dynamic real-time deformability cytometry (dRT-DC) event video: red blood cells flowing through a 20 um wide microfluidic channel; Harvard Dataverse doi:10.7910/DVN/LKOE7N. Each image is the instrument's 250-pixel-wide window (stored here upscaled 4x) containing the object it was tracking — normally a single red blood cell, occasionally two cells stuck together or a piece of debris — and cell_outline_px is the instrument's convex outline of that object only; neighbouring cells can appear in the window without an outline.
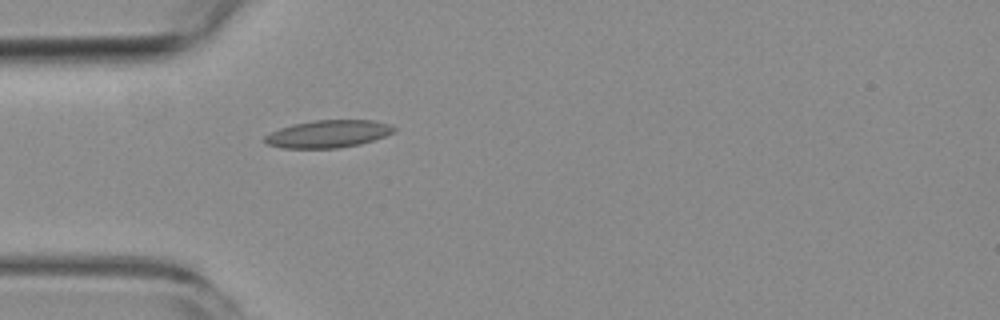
{"species": "common noctule bat (a hibernating species)", "species_latin": "Nyctalus noctula", "temperature_condition": "room temperature", "stored_images_in_passage": 1, "camera_frame_rate_fps": 3000, "um_per_image_px": 0.085, "animal": {"sex": "female", "body_mass_g": 19.3, "forearm_length_mm": 54.1}, "frame": {"image": 1, "passage_image": 1, "time_ms": 0.0, "image_size_px": [1000, 320], "cell_outline_px": [[396, 132], [360, 144], [336, 148], [280, 148], [268, 144], [260, 140], [264, 136], [280, 128], [292, 124], [312, 120], [372, 120], [392, 124], [396, 128]], "centroid_in_image_um": [27.88, 11.37], "position_along_channel_um": 57.1, "area_um2": 20.87}}